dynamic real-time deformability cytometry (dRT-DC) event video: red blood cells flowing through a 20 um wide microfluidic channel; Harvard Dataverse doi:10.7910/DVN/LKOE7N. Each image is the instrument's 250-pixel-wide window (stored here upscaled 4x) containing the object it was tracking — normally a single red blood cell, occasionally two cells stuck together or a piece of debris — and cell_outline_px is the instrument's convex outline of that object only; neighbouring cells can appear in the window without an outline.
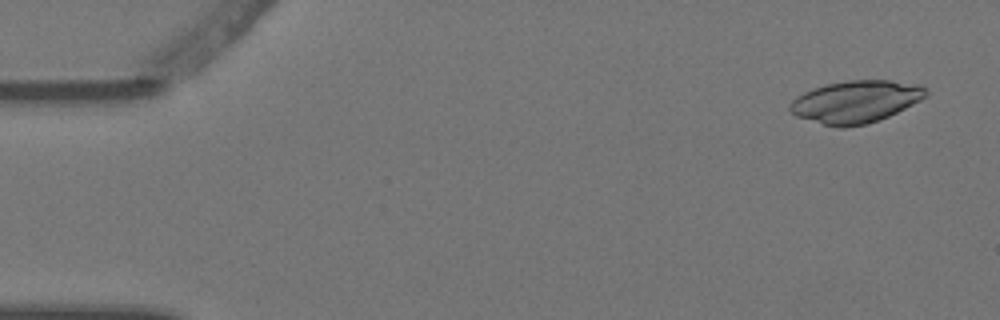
{"species": "Egyptian fruit bat (a non-hibernating species)", "species_latin": "Rousettus aegyptiacus", "temperature_condition": "warm", "stored_images_in_passage": 4, "camera_frame_rate_fps": 3000, "um_per_image_px": 0.085, "animal": {"sex": "female"}, "frame": {"image": 1, "passage_image": 1, "time_ms": 0.0, "image_size_px": [1000, 320], "cell_outline_px": [[928, 96], [880, 120], [868, 124], [844, 128], [836, 128], [796, 116], [788, 108], [788, 104], [796, 96], [804, 92], [828, 84], [848, 80], [888, 80], [920, 84], [928, 92]], "centroid_in_image_um": [72.73, 8.65], "position_along_channel_um": 12.3, "area_um2": 33.52}}